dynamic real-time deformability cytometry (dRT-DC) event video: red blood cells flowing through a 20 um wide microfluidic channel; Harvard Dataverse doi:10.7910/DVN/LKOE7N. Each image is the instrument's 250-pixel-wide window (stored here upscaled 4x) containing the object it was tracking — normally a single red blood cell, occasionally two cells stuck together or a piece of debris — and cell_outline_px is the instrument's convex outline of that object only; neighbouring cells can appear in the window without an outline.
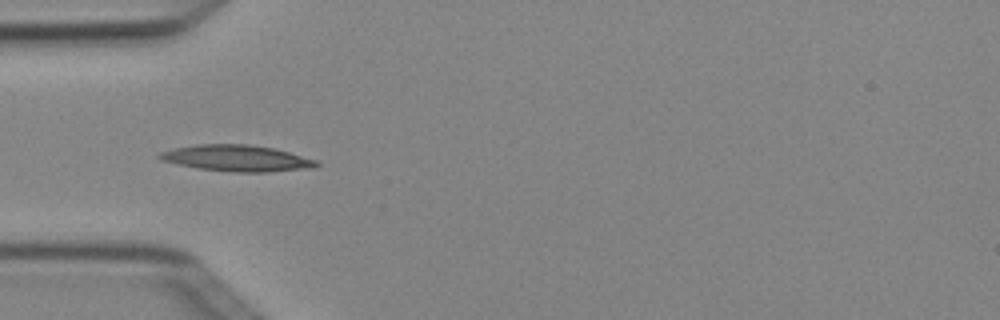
{"species": "Egyptian fruit bat (a non-hibernating species)", "species_latin": "Rousettus aegyptiacus", "temperature_condition": "cold", "stored_images_in_passage": 4, "camera_frame_rate_fps": 3000, "um_per_image_px": 0.085, "animal": {"sex": "female"}, "frame": {"image": 1, "passage_image": 4, "time_ms": 1.0, "image_size_px": [1000, 320], "cell_outline_px": [[320, 164], [312, 168], [268, 172], [236, 172], [200, 168], [176, 164], [160, 160], [156, 156], [160, 152], [176, 148], [196, 144], [248, 144], [276, 148], [320, 160]], "centroid_in_image_um": [20.19, 13.44], "position_along_channel_um": 64.8, "area_um2": 24.22}}